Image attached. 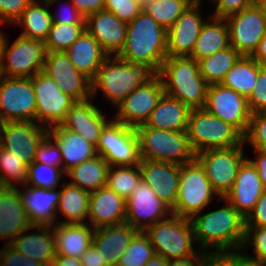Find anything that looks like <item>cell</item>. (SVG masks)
<instances>
[{"mask_svg": "<svg viewBox=\"0 0 266 266\" xmlns=\"http://www.w3.org/2000/svg\"><path fill=\"white\" fill-rule=\"evenodd\" d=\"M219 200L223 202V206L210 211L205 208L190 218L195 247L202 251L242 249L246 231L245 218L224 198Z\"/></svg>", "mask_w": 266, "mask_h": 266, "instance_id": "1", "label": "cell"}, {"mask_svg": "<svg viewBox=\"0 0 266 266\" xmlns=\"http://www.w3.org/2000/svg\"><path fill=\"white\" fill-rule=\"evenodd\" d=\"M158 73L144 63H131L117 55L108 56L92 82V99L100 94L111 107L119 104L138 86L151 81Z\"/></svg>", "mask_w": 266, "mask_h": 266, "instance_id": "2", "label": "cell"}, {"mask_svg": "<svg viewBox=\"0 0 266 266\" xmlns=\"http://www.w3.org/2000/svg\"><path fill=\"white\" fill-rule=\"evenodd\" d=\"M167 31L143 10L127 23L125 44L117 55L131 63H144L157 73L167 58Z\"/></svg>", "mask_w": 266, "mask_h": 266, "instance_id": "3", "label": "cell"}, {"mask_svg": "<svg viewBox=\"0 0 266 266\" xmlns=\"http://www.w3.org/2000/svg\"><path fill=\"white\" fill-rule=\"evenodd\" d=\"M158 75L165 94L179 99L190 109L204 108L209 84L200 74L195 59L167 56Z\"/></svg>", "mask_w": 266, "mask_h": 266, "instance_id": "4", "label": "cell"}, {"mask_svg": "<svg viewBox=\"0 0 266 266\" xmlns=\"http://www.w3.org/2000/svg\"><path fill=\"white\" fill-rule=\"evenodd\" d=\"M144 233L154 247L155 254L167 260L196 256L201 251L194 247L196 241L190 218L172 214L147 228Z\"/></svg>", "mask_w": 266, "mask_h": 266, "instance_id": "5", "label": "cell"}, {"mask_svg": "<svg viewBox=\"0 0 266 266\" xmlns=\"http://www.w3.org/2000/svg\"><path fill=\"white\" fill-rule=\"evenodd\" d=\"M186 132L195 154L207 149L230 148L244 144V136L235 127L204 108L191 109Z\"/></svg>", "mask_w": 266, "mask_h": 266, "instance_id": "6", "label": "cell"}, {"mask_svg": "<svg viewBox=\"0 0 266 266\" xmlns=\"http://www.w3.org/2000/svg\"><path fill=\"white\" fill-rule=\"evenodd\" d=\"M135 130L139 140L140 159L182 165L195 158L186 131L151 127H136Z\"/></svg>", "mask_w": 266, "mask_h": 266, "instance_id": "7", "label": "cell"}, {"mask_svg": "<svg viewBox=\"0 0 266 266\" xmlns=\"http://www.w3.org/2000/svg\"><path fill=\"white\" fill-rule=\"evenodd\" d=\"M214 199L218 202L220 197L213 190L199 161L194 158L180 165V184L172 213L179 217L191 218L209 208L210 204L213 205Z\"/></svg>", "mask_w": 266, "mask_h": 266, "instance_id": "8", "label": "cell"}, {"mask_svg": "<svg viewBox=\"0 0 266 266\" xmlns=\"http://www.w3.org/2000/svg\"><path fill=\"white\" fill-rule=\"evenodd\" d=\"M245 149L248 148L243 144L230 148L207 149L195 154L220 198L232 188L240 166L248 158Z\"/></svg>", "mask_w": 266, "mask_h": 266, "instance_id": "9", "label": "cell"}, {"mask_svg": "<svg viewBox=\"0 0 266 266\" xmlns=\"http://www.w3.org/2000/svg\"><path fill=\"white\" fill-rule=\"evenodd\" d=\"M45 56L46 49L43 41L19 35L10 44L7 34L0 75L12 78H32L38 72L43 71Z\"/></svg>", "mask_w": 266, "mask_h": 266, "instance_id": "10", "label": "cell"}, {"mask_svg": "<svg viewBox=\"0 0 266 266\" xmlns=\"http://www.w3.org/2000/svg\"><path fill=\"white\" fill-rule=\"evenodd\" d=\"M96 152L110 166L139 165V140L135 128L125 126L112 118L102 129Z\"/></svg>", "mask_w": 266, "mask_h": 266, "instance_id": "11", "label": "cell"}, {"mask_svg": "<svg viewBox=\"0 0 266 266\" xmlns=\"http://www.w3.org/2000/svg\"><path fill=\"white\" fill-rule=\"evenodd\" d=\"M31 81L36 97L35 122L47 128L61 124L76 101L64 94L43 71L34 75Z\"/></svg>", "mask_w": 266, "mask_h": 266, "instance_id": "12", "label": "cell"}, {"mask_svg": "<svg viewBox=\"0 0 266 266\" xmlns=\"http://www.w3.org/2000/svg\"><path fill=\"white\" fill-rule=\"evenodd\" d=\"M36 97L31 78L0 75V122L34 121Z\"/></svg>", "mask_w": 266, "mask_h": 266, "instance_id": "13", "label": "cell"}, {"mask_svg": "<svg viewBox=\"0 0 266 266\" xmlns=\"http://www.w3.org/2000/svg\"><path fill=\"white\" fill-rule=\"evenodd\" d=\"M204 109L235 127L243 136L246 135L251 112L245 96L222 84H211Z\"/></svg>", "mask_w": 266, "mask_h": 266, "instance_id": "14", "label": "cell"}, {"mask_svg": "<svg viewBox=\"0 0 266 266\" xmlns=\"http://www.w3.org/2000/svg\"><path fill=\"white\" fill-rule=\"evenodd\" d=\"M164 93L162 81L157 74L151 81L138 86L115 108H112L117 109L112 118L132 128L143 125Z\"/></svg>", "mask_w": 266, "mask_h": 266, "instance_id": "15", "label": "cell"}, {"mask_svg": "<svg viewBox=\"0 0 266 266\" xmlns=\"http://www.w3.org/2000/svg\"><path fill=\"white\" fill-rule=\"evenodd\" d=\"M230 45L243 56H252L266 34V18L259 6L241 10L225 18Z\"/></svg>", "mask_w": 266, "mask_h": 266, "instance_id": "16", "label": "cell"}, {"mask_svg": "<svg viewBox=\"0 0 266 266\" xmlns=\"http://www.w3.org/2000/svg\"><path fill=\"white\" fill-rule=\"evenodd\" d=\"M205 0H194L167 30V56L190 57L204 22L202 5Z\"/></svg>", "mask_w": 266, "mask_h": 266, "instance_id": "17", "label": "cell"}, {"mask_svg": "<svg viewBox=\"0 0 266 266\" xmlns=\"http://www.w3.org/2000/svg\"><path fill=\"white\" fill-rule=\"evenodd\" d=\"M47 134L48 128L34 121L3 122L0 125V146L30 165Z\"/></svg>", "mask_w": 266, "mask_h": 266, "instance_id": "18", "label": "cell"}, {"mask_svg": "<svg viewBox=\"0 0 266 266\" xmlns=\"http://www.w3.org/2000/svg\"><path fill=\"white\" fill-rule=\"evenodd\" d=\"M172 208L160 200L152 188L141 181L126 200L125 222L144 232L158 221L169 218Z\"/></svg>", "mask_w": 266, "mask_h": 266, "instance_id": "19", "label": "cell"}, {"mask_svg": "<svg viewBox=\"0 0 266 266\" xmlns=\"http://www.w3.org/2000/svg\"><path fill=\"white\" fill-rule=\"evenodd\" d=\"M43 72L50 76L64 94L76 102L92 98V82L79 72L64 52H46Z\"/></svg>", "mask_w": 266, "mask_h": 266, "instance_id": "20", "label": "cell"}, {"mask_svg": "<svg viewBox=\"0 0 266 266\" xmlns=\"http://www.w3.org/2000/svg\"><path fill=\"white\" fill-rule=\"evenodd\" d=\"M94 101L91 98L86 101L76 102L67 112L66 119L61 125L81 135L96 148L102 129L112 119V116L109 115L108 117V113L103 110L104 107L96 105L98 102Z\"/></svg>", "mask_w": 266, "mask_h": 266, "instance_id": "21", "label": "cell"}, {"mask_svg": "<svg viewBox=\"0 0 266 266\" xmlns=\"http://www.w3.org/2000/svg\"><path fill=\"white\" fill-rule=\"evenodd\" d=\"M263 191L257 168L247 158L240 166L232 188L223 198L246 218L255 207Z\"/></svg>", "mask_w": 266, "mask_h": 266, "instance_id": "22", "label": "cell"}, {"mask_svg": "<svg viewBox=\"0 0 266 266\" xmlns=\"http://www.w3.org/2000/svg\"><path fill=\"white\" fill-rule=\"evenodd\" d=\"M141 179L160 200L173 208L180 184V165L169 162L140 160Z\"/></svg>", "mask_w": 266, "mask_h": 266, "instance_id": "23", "label": "cell"}, {"mask_svg": "<svg viewBox=\"0 0 266 266\" xmlns=\"http://www.w3.org/2000/svg\"><path fill=\"white\" fill-rule=\"evenodd\" d=\"M127 23L105 9L86 17L85 29L100 43L108 56L120 53L126 37Z\"/></svg>", "mask_w": 266, "mask_h": 266, "instance_id": "24", "label": "cell"}, {"mask_svg": "<svg viewBox=\"0 0 266 266\" xmlns=\"http://www.w3.org/2000/svg\"><path fill=\"white\" fill-rule=\"evenodd\" d=\"M10 245L44 266L51 265L56 256L54 225H31L15 237Z\"/></svg>", "mask_w": 266, "mask_h": 266, "instance_id": "25", "label": "cell"}, {"mask_svg": "<svg viewBox=\"0 0 266 266\" xmlns=\"http://www.w3.org/2000/svg\"><path fill=\"white\" fill-rule=\"evenodd\" d=\"M31 225L20 190L0 186V240L5 241V245L11 244Z\"/></svg>", "mask_w": 266, "mask_h": 266, "instance_id": "26", "label": "cell"}, {"mask_svg": "<svg viewBox=\"0 0 266 266\" xmlns=\"http://www.w3.org/2000/svg\"><path fill=\"white\" fill-rule=\"evenodd\" d=\"M126 200L107 186L90 193L87 223L94 229L125 222Z\"/></svg>", "mask_w": 266, "mask_h": 266, "instance_id": "27", "label": "cell"}, {"mask_svg": "<svg viewBox=\"0 0 266 266\" xmlns=\"http://www.w3.org/2000/svg\"><path fill=\"white\" fill-rule=\"evenodd\" d=\"M137 232L127 222L99 227L94 230L92 244L104 257L107 266H118L120 258Z\"/></svg>", "mask_w": 266, "mask_h": 266, "instance_id": "28", "label": "cell"}, {"mask_svg": "<svg viewBox=\"0 0 266 266\" xmlns=\"http://www.w3.org/2000/svg\"><path fill=\"white\" fill-rule=\"evenodd\" d=\"M59 188V189H58ZM30 222L33 225H55L60 187L44 189L25 186L19 189Z\"/></svg>", "mask_w": 266, "mask_h": 266, "instance_id": "29", "label": "cell"}, {"mask_svg": "<svg viewBox=\"0 0 266 266\" xmlns=\"http://www.w3.org/2000/svg\"><path fill=\"white\" fill-rule=\"evenodd\" d=\"M48 135L61 151L65 172L97 155L96 148L92 144L61 124L48 128Z\"/></svg>", "mask_w": 266, "mask_h": 266, "instance_id": "30", "label": "cell"}, {"mask_svg": "<svg viewBox=\"0 0 266 266\" xmlns=\"http://www.w3.org/2000/svg\"><path fill=\"white\" fill-rule=\"evenodd\" d=\"M64 52L75 68L91 80L108 57L100 43L86 29Z\"/></svg>", "mask_w": 266, "mask_h": 266, "instance_id": "31", "label": "cell"}, {"mask_svg": "<svg viewBox=\"0 0 266 266\" xmlns=\"http://www.w3.org/2000/svg\"><path fill=\"white\" fill-rule=\"evenodd\" d=\"M191 109L179 99L163 94L145 124L138 127H151L168 131H187Z\"/></svg>", "mask_w": 266, "mask_h": 266, "instance_id": "32", "label": "cell"}, {"mask_svg": "<svg viewBox=\"0 0 266 266\" xmlns=\"http://www.w3.org/2000/svg\"><path fill=\"white\" fill-rule=\"evenodd\" d=\"M89 200L90 192L65 181L60 189V198L56 210V224L87 223ZM58 213H61V215Z\"/></svg>", "mask_w": 266, "mask_h": 266, "instance_id": "33", "label": "cell"}, {"mask_svg": "<svg viewBox=\"0 0 266 266\" xmlns=\"http://www.w3.org/2000/svg\"><path fill=\"white\" fill-rule=\"evenodd\" d=\"M94 230L88 223L55 224L56 255L81 259L82 254L92 245Z\"/></svg>", "mask_w": 266, "mask_h": 266, "instance_id": "34", "label": "cell"}, {"mask_svg": "<svg viewBox=\"0 0 266 266\" xmlns=\"http://www.w3.org/2000/svg\"><path fill=\"white\" fill-rule=\"evenodd\" d=\"M229 46V27L225 18L210 16L202 26L190 58L198 62Z\"/></svg>", "mask_w": 266, "mask_h": 266, "instance_id": "35", "label": "cell"}, {"mask_svg": "<svg viewBox=\"0 0 266 266\" xmlns=\"http://www.w3.org/2000/svg\"><path fill=\"white\" fill-rule=\"evenodd\" d=\"M109 163L100 155H96L66 172L68 182L88 192H94L106 186Z\"/></svg>", "mask_w": 266, "mask_h": 266, "instance_id": "36", "label": "cell"}, {"mask_svg": "<svg viewBox=\"0 0 266 266\" xmlns=\"http://www.w3.org/2000/svg\"><path fill=\"white\" fill-rule=\"evenodd\" d=\"M14 25L23 30L20 35L44 42L53 25L47 1H31Z\"/></svg>", "mask_w": 266, "mask_h": 266, "instance_id": "37", "label": "cell"}, {"mask_svg": "<svg viewBox=\"0 0 266 266\" xmlns=\"http://www.w3.org/2000/svg\"><path fill=\"white\" fill-rule=\"evenodd\" d=\"M257 76L258 62L252 56L241 55L221 84L247 98L255 86Z\"/></svg>", "mask_w": 266, "mask_h": 266, "instance_id": "38", "label": "cell"}, {"mask_svg": "<svg viewBox=\"0 0 266 266\" xmlns=\"http://www.w3.org/2000/svg\"><path fill=\"white\" fill-rule=\"evenodd\" d=\"M241 55L230 45L198 61L199 71L205 81L211 84H221L226 73L234 66Z\"/></svg>", "mask_w": 266, "mask_h": 266, "instance_id": "39", "label": "cell"}, {"mask_svg": "<svg viewBox=\"0 0 266 266\" xmlns=\"http://www.w3.org/2000/svg\"><path fill=\"white\" fill-rule=\"evenodd\" d=\"M28 166L0 146V186L20 189L27 185ZM17 185V186H16Z\"/></svg>", "mask_w": 266, "mask_h": 266, "instance_id": "40", "label": "cell"}, {"mask_svg": "<svg viewBox=\"0 0 266 266\" xmlns=\"http://www.w3.org/2000/svg\"><path fill=\"white\" fill-rule=\"evenodd\" d=\"M141 181L139 165L110 166L106 186L127 200Z\"/></svg>", "mask_w": 266, "mask_h": 266, "instance_id": "41", "label": "cell"}, {"mask_svg": "<svg viewBox=\"0 0 266 266\" xmlns=\"http://www.w3.org/2000/svg\"><path fill=\"white\" fill-rule=\"evenodd\" d=\"M194 0H155L143 11L151 16L166 31Z\"/></svg>", "mask_w": 266, "mask_h": 266, "instance_id": "42", "label": "cell"}, {"mask_svg": "<svg viewBox=\"0 0 266 266\" xmlns=\"http://www.w3.org/2000/svg\"><path fill=\"white\" fill-rule=\"evenodd\" d=\"M85 24H54L44 41L46 52L67 50L83 33Z\"/></svg>", "mask_w": 266, "mask_h": 266, "instance_id": "43", "label": "cell"}, {"mask_svg": "<svg viewBox=\"0 0 266 266\" xmlns=\"http://www.w3.org/2000/svg\"><path fill=\"white\" fill-rule=\"evenodd\" d=\"M64 177H66V172L59 167L33 162L28 166L26 186L53 189L62 186L65 182Z\"/></svg>", "mask_w": 266, "mask_h": 266, "instance_id": "44", "label": "cell"}, {"mask_svg": "<svg viewBox=\"0 0 266 266\" xmlns=\"http://www.w3.org/2000/svg\"><path fill=\"white\" fill-rule=\"evenodd\" d=\"M154 254V247L148 236L144 232L138 231L120 258L118 266H145Z\"/></svg>", "mask_w": 266, "mask_h": 266, "instance_id": "45", "label": "cell"}, {"mask_svg": "<svg viewBox=\"0 0 266 266\" xmlns=\"http://www.w3.org/2000/svg\"><path fill=\"white\" fill-rule=\"evenodd\" d=\"M242 251L250 258L266 261V227H245ZM253 248L252 254L248 251Z\"/></svg>", "mask_w": 266, "mask_h": 266, "instance_id": "46", "label": "cell"}, {"mask_svg": "<svg viewBox=\"0 0 266 266\" xmlns=\"http://www.w3.org/2000/svg\"><path fill=\"white\" fill-rule=\"evenodd\" d=\"M244 144L251 149L266 150V112L251 114Z\"/></svg>", "mask_w": 266, "mask_h": 266, "instance_id": "47", "label": "cell"}, {"mask_svg": "<svg viewBox=\"0 0 266 266\" xmlns=\"http://www.w3.org/2000/svg\"><path fill=\"white\" fill-rule=\"evenodd\" d=\"M61 2H64L63 5L60 4ZM47 4L49 7L54 6V4H56V6L59 4V7L57 6L59 9H55V13L50 10L54 24H85L86 18L77 10L70 0H48Z\"/></svg>", "mask_w": 266, "mask_h": 266, "instance_id": "48", "label": "cell"}, {"mask_svg": "<svg viewBox=\"0 0 266 266\" xmlns=\"http://www.w3.org/2000/svg\"><path fill=\"white\" fill-rule=\"evenodd\" d=\"M34 162L63 169L61 151L48 134L40 142L35 154Z\"/></svg>", "mask_w": 266, "mask_h": 266, "instance_id": "49", "label": "cell"}, {"mask_svg": "<svg viewBox=\"0 0 266 266\" xmlns=\"http://www.w3.org/2000/svg\"><path fill=\"white\" fill-rule=\"evenodd\" d=\"M247 102L251 114L266 112V67L259 63L257 80Z\"/></svg>", "mask_w": 266, "mask_h": 266, "instance_id": "50", "label": "cell"}, {"mask_svg": "<svg viewBox=\"0 0 266 266\" xmlns=\"http://www.w3.org/2000/svg\"><path fill=\"white\" fill-rule=\"evenodd\" d=\"M104 9L125 23L132 21L142 11L138 0H104Z\"/></svg>", "mask_w": 266, "mask_h": 266, "instance_id": "51", "label": "cell"}, {"mask_svg": "<svg viewBox=\"0 0 266 266\" xmlns=\"http://www.w3.org/2000/svg\"><path fill=\"white\" fill-rule=\"evenodd\" d=\"M200 266H239V250L203 251Z\"/></svg>", "mask_w": 266, "mask_h": 266, "instance_id": "52", "label": "cell"}, {"mask_svg": "<svg viewBox=\"0 0 266 266\" xmlns=\"http://www.w3.org/2000/svg\"><path fill=\"white\" fill-rule=\"evenodd\" d=\"M32 0H0V25H13Z\"/></svg>", "mask_w": 266, "mask_h": 266, "instance_id": "53", "label": "cell"}, {"mask_svg": "<svg viewBox=\"0 0 266 266\" xmlns=\"http://www.w3.org/2000/svg\"><path fill=\"white\" fill-rule=\"evenodd\" d=\"M213 4V11L210 15L217 18H226L241 10L252 7L251 0H208Z\"/></svg>", "mask_w": 266, "mask_h": 266, "instance_id": "54", "label": "cell"}, {"mask_svg": "<svg viewBox=\"0 0 266 266\" xmlns=\"http://www.w3.org/2000/svg\"><path fill=\"white\" fill-rule=\"evenodd\" d=\"M0 266H44L33 258L19 253L10 244H3L0 248Z\"/></svg>", "mask_w": 266, "mask_h": 266, "instance_id": "55", "label": "cell"}, {"mask_svg": "<svg viewBox=\"0 0 266 266\" xmlns=\"http://www.w3.org/2000/svg\"><path fill=\"white\" fill-rule=\"evenodd\" d=\"M245 227H266V191L264 190L255 207L245 218Z\"/></svg>", "mask_w": 266, "mask_h": 266, "instance_id": "56", "label": "cell"}, {"mask_svg": "<svg viewBox=\"0 0 266 266\" xmlns=\"http://www.w3.org/2000/svg\"><path fill=\"white\" fill-rule=\"evenodd\" d=\"M77 10L86 18L104 9V0H70Z\"/></svg>", "mask_w": 266, "mask_h": 266, "instance_id": "57", "label": "cell"}, {"mask_svg": "<svg viewBox=\"0 0 266 266\" xmlns=\"http://www.w3.org/2000/svg\"><path fill=\"white\" fill-rule=\"evenodd\" d=\"M251 156L248 154V158L257 168L263 189L266 191V150L252 149Z\"/></svg>", "mask_w": 266, "mask_h": 266, "instance_id": "58", "label": "cell"}, {"mask_svg": "<svg viewBox=\"0 0 266 266\" xmlns=\"http://www.w3.org/2000/svg\"><path fill=\"white\" fill-rule=\"evenodd\" d=\"M81 261L82 266H107L104 257L93 244L82 254Z\"/></svg>", "mask_w": 266, "mask_h": 266, "instance_id": "59", "label": "cell"}, {"mask_svg": "<svg viewBox=\"0 0 266 266\" xmlns=\"http://www.w3.org/2000/svg\"><path fill=\"white\" fill-rule=\"evenodd\" d=\"M202 252L201 250L196 256L168 260L167 266H200Z\"/></svg>", "mask_w": 266, "mask_h": 266, "instance_id": "60", "label": "cell"}, {"mask_svg": "<svg viewBox=\"0 0 266 266\" xmlns=\"http://www.w3.org/2000/svg\"><path fill=\"white\" fill-rule=\"evenodd\" d=\"M51 266H82V261L76 257L56 255Z\"/></svg>", "mask_w": 266, "mask_h": 266, "instance_id": "61", "label": "cell"}, {"mask_svg": "<svg viewBox=\"0 0 266 266\" xmlns=\"http://www.w3.org/2000/svg\"><path fill=\"white\" fill-rule=\"evenodd\" d=\"M252 57L263 67H266V34L259 42L258 48Z\"/></svg>", "mask_w": 266, "mask_h": 266, "instance_id": "62", "label": "cell"}, {"mask_svg": "<svg viewBox=\"0 0 266 266\" xmlns=\"http://www.w3.org/2000/svg\"><path fill=\"white\" fill-rule=\"evenodd\" d=\"M239 266H266V261L250 258L239 249Z\"/></svg>", "mask_w": 266, "mask_h": 266, "instance_id": "63", "label": "cell"}, {"mask_svg": "<svg viewBox=\"0 0 266 266\" xmlns=\"http://www.w3.org/2000/svg\"><path fill=\"white\" fill-rule=\"evenodd\" d=\"M168 260L161 255L154 254L145 266H167Z\"/></svg>", "mask_w": 266, "mask_h": 266, "instance_id": "64", "label": "cell"}, {"mask_svg": "<svg viewBox=\"0 0 266 266\" xmlns=\"http://www.w3.org/2000/svg\"><path fill=\"white\" fill-rule=\"evenodd\" d=\"M6 36H7V34L5 33V31H2L0 29V69H1L2 63H3V49L5 46Z\"/></svg>", "mask_w": 266, "mask_h": 266, "instance_id": "65", "label": "cell"}, {"mask_svg": "<svg viewBox=\"0 0 266 266\" xmlns=\"http://www.w3.org/2000/svg\"><path fill=\"white\" fill-rule=\"evenodd\" d=\"M155 0H138L141 9L143 10L148 5L152 4Z\"/></svg>", "mask_w": 266, "mask_h": 266, "instance_id": "66", "label": "cell"}, {"mask_svg": "<svg viewBox=\"0 0 266 266\" xmlns=\"http://www.w3.org/2000/svg\"><path fill=\"white\" fill-rule=\"evenodd\" d=\"M265 0H251L253 6H260Z\"/></svg>", "mask_w": 266, "mask_h": 266, "instance_id": "67", "label": "cell"}, {"mask_svg": "<svg viewBox=\"0 0 266 266\" xmlns=\"http://www.w3.org/2000/svg\"><path fill=\"white\" fill-rule=\"evenodd\" d=\"M259 7L262 9L266 18V0Z\"/></svg>", "mask_w": 266, "mask_h": 266, "instance_id": "68", "label": "cell"}, {"mask_svg": "<svg viewBox=\"0 0 266 266\" xmlns=\"http://www.w3.org/2000/svg\"><path fill=\"white\" fill-rule=\"evenodd\" d=\"M32 1H48V0H32Z\"/></svg>", "mask_w": 266, "mask_h": 266, "instance_id": "69", "label": "cell"}]
</instances>
